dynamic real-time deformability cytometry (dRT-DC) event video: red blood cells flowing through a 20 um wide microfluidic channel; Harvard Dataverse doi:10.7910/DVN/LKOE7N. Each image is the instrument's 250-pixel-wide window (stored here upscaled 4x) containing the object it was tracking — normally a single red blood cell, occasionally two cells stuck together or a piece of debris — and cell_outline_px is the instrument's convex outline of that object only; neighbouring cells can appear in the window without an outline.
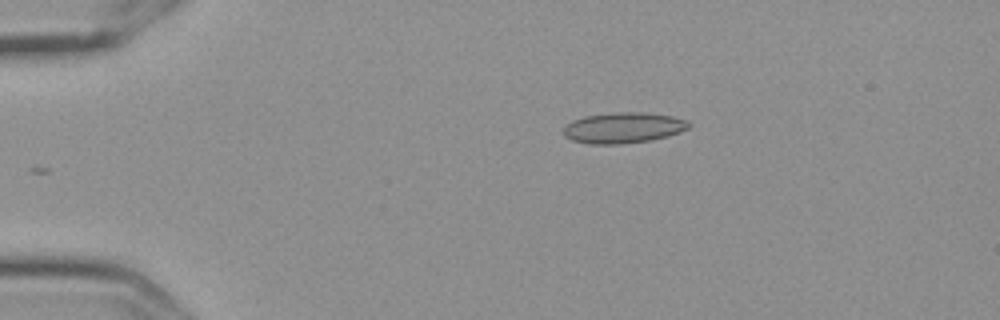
{"species": "Egyptian fruit bat (a non-hibernating species)", "species_latin": "Rousettus aegyptiacus", "temperature_condition": "cold", "stored_images_in_passage": 46, "camera_frame_rate_fps": 3000, "um_per_image_px": 0.085, "frame": {"image": 1, "passage_image": 1, "time_ms": 0.0, "image_size_px": [1000, 320], "cell_outline_px": [[692, 124], [688, 128], [680, 132], [668, 136], [648, 140], [620, 144], [588, 144], [572, 140], [564, 136], [564, 128], [572, 120], [584, 116], [612, 112], [644, 112], [672, 116], [688, 120]], "centroid_in_image_um": [52.99, 10.85], "position_along_channel_um": 32.0, "area_um2": 22.54}}
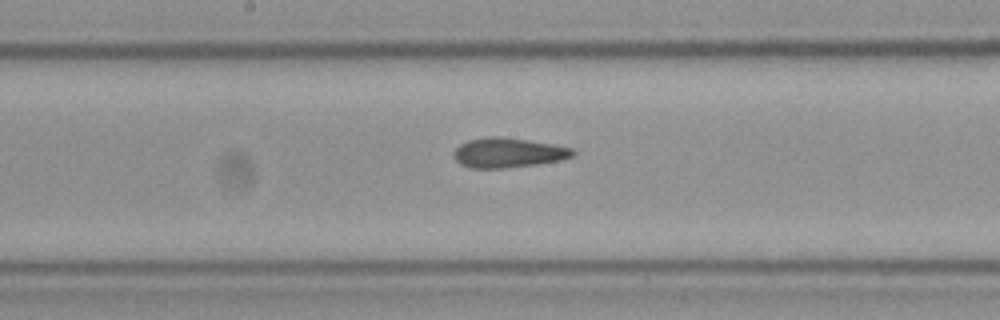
{"frame": {"image": 2, "passage_image": 20, "time_ms": 6.333, "image_size_px": [1000, 320], "cell_outline_px": [[576, 152], [572, 156], [560, 160], [536, 164], [504, 168], [472, 168], [460, 164], [452, 156], [452, 152], [460, 144], [468, 140], [488, 136], [496, 136], [528, 140], [552, 144], [572, 148]], "centroid_in_image_um": [43.15, 12.98], "position_along_channel_um": 205.1, "area_um2": 20.58}}
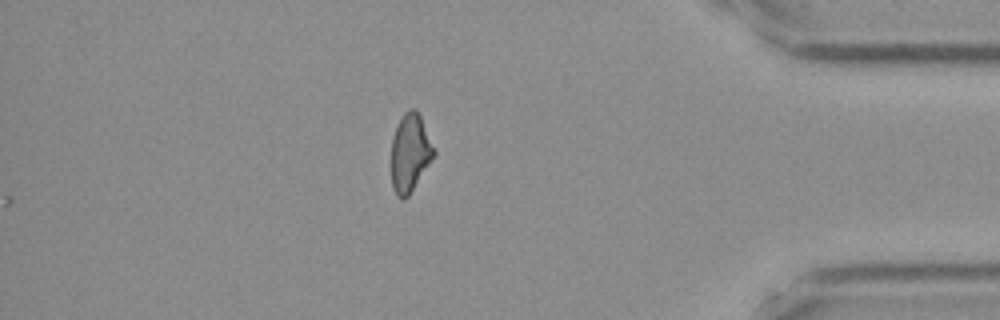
{"frame": {"image": 3, "passage_image": 39, "time_ms": 12.667, "image_size_px": [1000, 320], "cell_outline_px": [[436, 152], [408, 196], [404, 200], [400, 200], [396, 196], [392, 188], [392, 140], [396, 124], [404, 112], [408, 108], [416, 108], [420, 116]], "centroid_in_image_um": [34.83, 12.98], "position_along_channel_um": 400.4, "area_um2": 19.19}, "authors_computed_cell_mechanics": {"area_um2": 20.519, "velocity_mm_per_s": 3.6006, "shape_relaxation_time_tau1_ms": null, "shape_relaxation_time_tau2_ms": 2.3136, "deformation_change_tau1": null, "deformation_change_tau2": 0.0815}}